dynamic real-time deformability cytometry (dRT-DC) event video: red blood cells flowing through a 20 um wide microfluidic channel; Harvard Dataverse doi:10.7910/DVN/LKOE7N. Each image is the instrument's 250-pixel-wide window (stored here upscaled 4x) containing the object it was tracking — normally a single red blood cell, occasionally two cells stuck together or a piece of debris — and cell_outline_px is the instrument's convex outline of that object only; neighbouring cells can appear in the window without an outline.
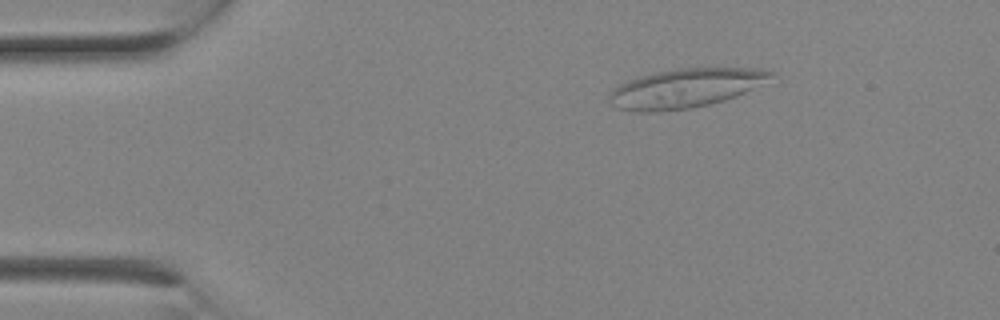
{"species": "Egyptian fruit bat (a non-hibernating species)", "species_latin": "Rousettus aegyptiacus", "temperature_condition": "room temperature", "stored_images_in_passage": 3, "camera_frame_rate_fps": 3000, "um_per_image_px": 0.085, "animal": {"sex": "female"}, "frame": {"image": 1, "passage_image": 3, "time_ms": 0.667, "image_size_px": [1000, 320], "cell_outline_px": [[776, 72], [752, 88], [736, 96], [724, 100], [708, 104], [688, 108], [656, 112], [636, 112], [616, 108], [608, 100], [608, 92], [612, 88], [628, 80], [640, 76], [660, 72], [684, 68], [764, 68]], "centroid_in_image_um": [58.18, 7.5], "position_along_channel_um": 26.8, "area_um2": 36.36}}